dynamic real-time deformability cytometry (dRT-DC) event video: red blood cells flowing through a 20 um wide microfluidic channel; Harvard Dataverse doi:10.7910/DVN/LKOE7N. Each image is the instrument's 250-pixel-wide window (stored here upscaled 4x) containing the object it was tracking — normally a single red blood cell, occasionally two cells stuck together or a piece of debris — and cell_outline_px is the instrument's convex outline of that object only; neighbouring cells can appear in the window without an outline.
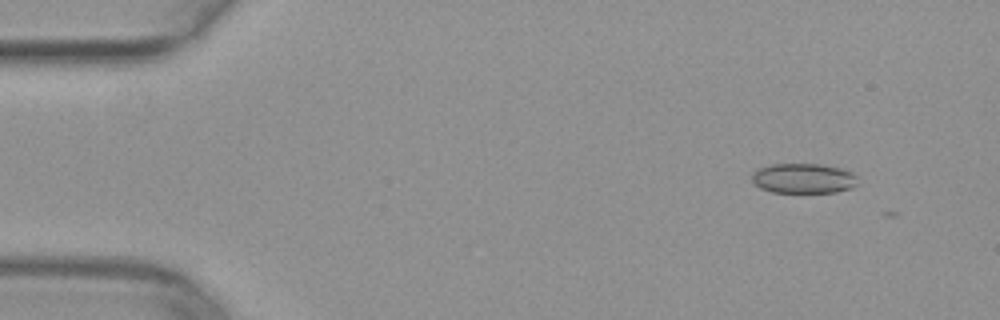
{"species": "common noctule bat (a hibernating species)", "species_latin": "Nyctalus noctula", "temperature_condition": "warm", "stored_images_in_passage": 8, "camera_frame_rate_fps": 3000, "um_per_image_px": 0.085, "animal": {"sex": "female", "body_mass_g": 29.2, "forearm_length_mm": 56.3}, "frame": {"image": 1, "passage_image": 2, "time_ms": 0.333, "image_size_px": [1000, 320], "cell_outline_px": [[856, 184], [852, 188], [836, 192], [772, 192], [760, 188], [752, 180], [752, 172], [760, 168], [772, 164], [820, 164], [844, 168], [852, 172], [856, 176]], "centroid_in_image_um": [68.31, 15.15], "position_along_channel_um": 16.7, "area_um2": 18.5}}